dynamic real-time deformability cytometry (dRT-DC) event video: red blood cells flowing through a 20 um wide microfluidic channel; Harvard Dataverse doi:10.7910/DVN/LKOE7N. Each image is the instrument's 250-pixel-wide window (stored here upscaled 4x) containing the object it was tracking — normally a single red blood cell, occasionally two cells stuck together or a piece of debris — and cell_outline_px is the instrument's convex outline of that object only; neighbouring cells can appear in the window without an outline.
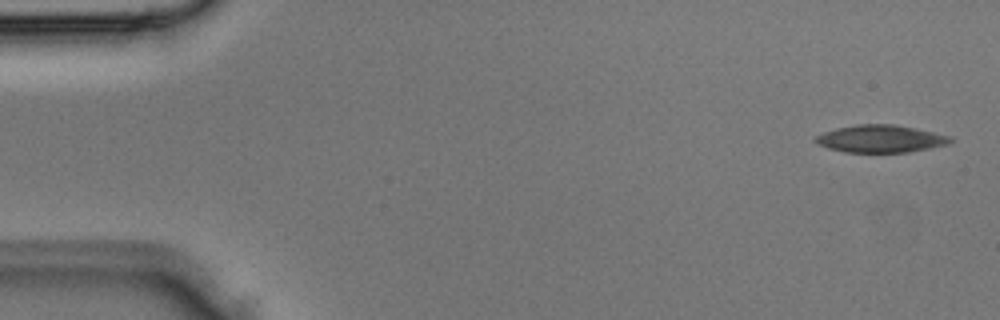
{"species": "Egyptian fruit bat (a non-hibernating species)", "species_latin": "Rousettus aegyptiacus", "temperature_condition": "room temperature", "stored_images_in_passage": 4, "camera_frame_rate_fps": 3000, "um_per_image_px": 0.085, "animal": {"sex": "male"}, "frame": {"image": 1, "passage_image": 1, "time_ms": 0.0, "image_size_px": [1000, 320], "cell_outline_px": [[952, 144], [932, 148], [908, 152], [844, 152], [828, 148], [816, 144], [812, 140], [816, 136], [824, 132], [836, 128], [856, 124], [892, 124], [952, 136]], "centroid_in_image_um": [74.84, 11.8], "position_along_channel_um": 10.2, "area_um2": 21.68}}
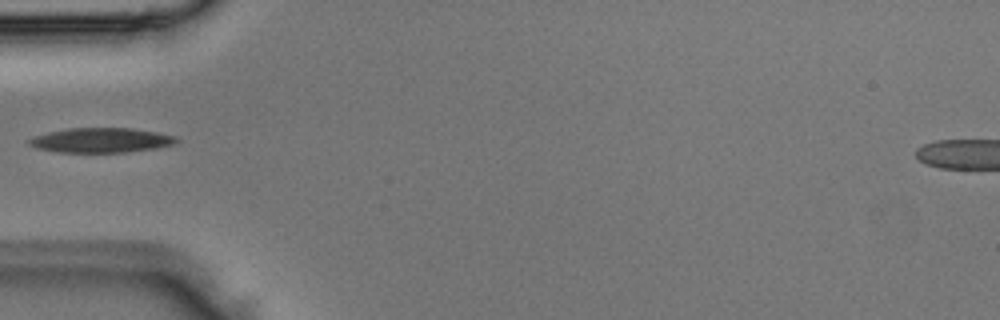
{"frame": {"image": 2, "passage_image": 4, "time_ms": 1.0, "image_size_px": [1000, 320], "cell_outline_px": [[180, 140], [176, 144], [156, 148], [124, 152], [60, 152], [36, 148], [28, 144], [28, 140], [36, 136], [48, 132], [68, 128], [132, 128], [156, 132], [176, 136]], "centroid_in_image_um": [8.63, 11.91], "position_along_channel_um": 76.4, "area_um2": 21.15}}